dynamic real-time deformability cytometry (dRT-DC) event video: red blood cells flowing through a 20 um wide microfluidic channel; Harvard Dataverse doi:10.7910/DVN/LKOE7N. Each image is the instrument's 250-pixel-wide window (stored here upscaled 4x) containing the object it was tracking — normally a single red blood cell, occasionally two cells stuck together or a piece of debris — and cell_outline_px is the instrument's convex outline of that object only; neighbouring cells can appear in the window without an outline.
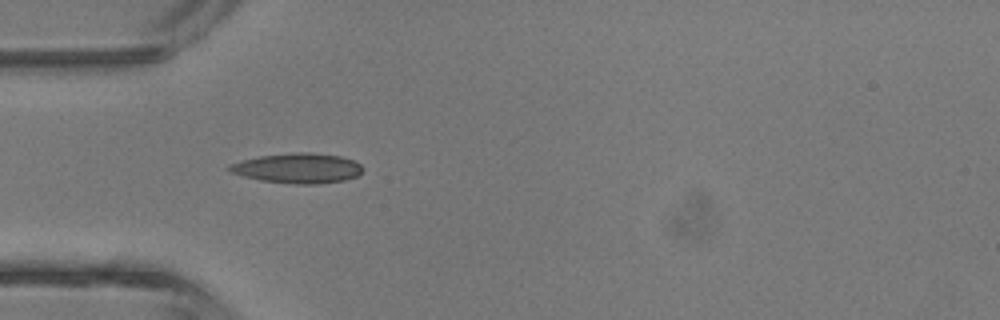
{"species": "common noctule bat (a hibernating species)", "species_latin": "Nyctalus noctula", "temperature_condition": "room temperature", "stored_images_in_passage": 4, "camera_frame_rate_fps": 3000, "um_per_image_px": 0.085, "animal": {"sex": "male", "body_mass_g": 13.3}, "frame": {"image": 1, "passage_image": 3, "time_ms": 3.0, "image_size_px": [1000, 320], "cell_outline_px": [[364, 168], [356, 176], [344, 180], [320, 184], [292, 184], [260, 180], [244, 176], [232, 172], [224, 168], [228, 164], [260, 156], [296, 152], [308, 152], [340, 156], [352, 160], [360, 164]], "centroid_in_image_um": [25.29, 14.3], "position_along_channel_um": 59.7, "area_um2": 23.24}}
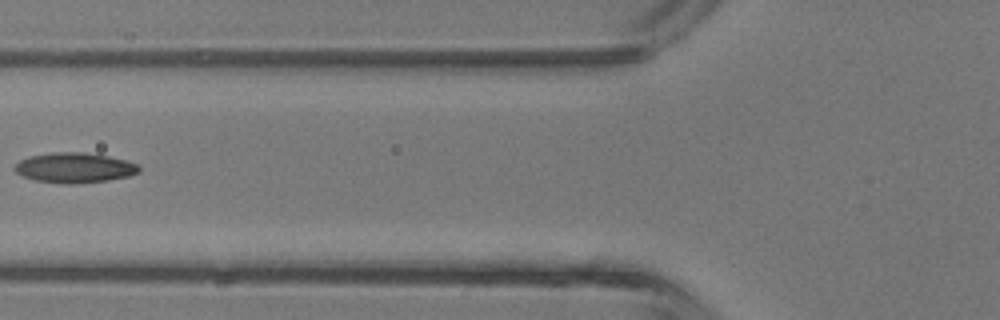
{"frame": {"image": 2, "passage_image": 4, "time_ms": 4.333, "image_size_px": [1000, 320], "cell_outline_px": [[140, 172], [128, 176], [108, 180], [76, 184], [64, 184], [36, 180], [24, 176], [16, 172], [16, 164], [20, 160], [28, 156], [52, 152], [84, 152], [108, 156], [128, 160], [140, 164]], "centroid_in_image_um": [6.39, 14.25], "position_along_channel_um": 119.4, "area_um2": 21.91}}